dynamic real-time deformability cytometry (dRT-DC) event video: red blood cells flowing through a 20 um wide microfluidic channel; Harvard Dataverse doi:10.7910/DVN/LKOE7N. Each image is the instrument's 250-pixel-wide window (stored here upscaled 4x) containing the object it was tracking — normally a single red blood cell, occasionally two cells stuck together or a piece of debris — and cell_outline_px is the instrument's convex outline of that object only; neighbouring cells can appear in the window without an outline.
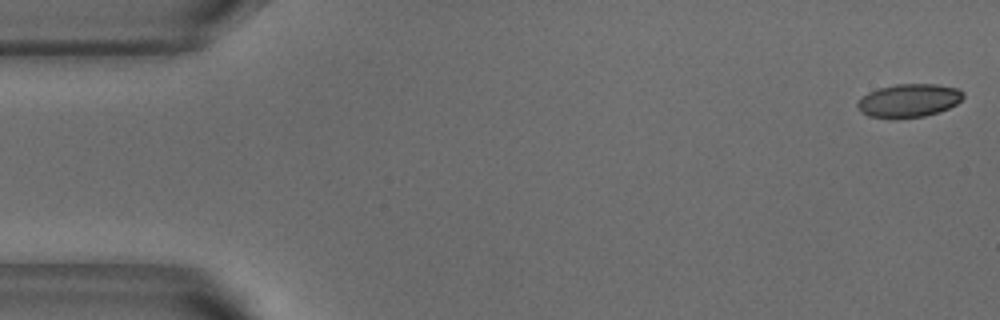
{"species": "common noctule bat (a hibernating species)", "species_latin": "Nyctalus noctula", "temperature_condition": "warm", "stored_images_in_passage": 9, "camera_frame_rate_fps": 3000, "um_per_image_px": 0.085, "animal": {"sex": "male", "body_mass_g": 18.8}, "frame": {"image": 1, "passage_image": 1, "time_ms": 0.0, "image_size_px": [1000, 320], "cell_outline_px": [[964, 96], [956, 104], [940, 112], [924, 116], [888, 120], [868, 116], [860, 112], [856, 104], [868, 92], [880, 88], [896, 84], [936, 84], [956, 88], [964, 92]], "centroid_in_image_um": [77.23, 8.57], "position_along_channel_um": 7.8, "area_um2": 20.75}}